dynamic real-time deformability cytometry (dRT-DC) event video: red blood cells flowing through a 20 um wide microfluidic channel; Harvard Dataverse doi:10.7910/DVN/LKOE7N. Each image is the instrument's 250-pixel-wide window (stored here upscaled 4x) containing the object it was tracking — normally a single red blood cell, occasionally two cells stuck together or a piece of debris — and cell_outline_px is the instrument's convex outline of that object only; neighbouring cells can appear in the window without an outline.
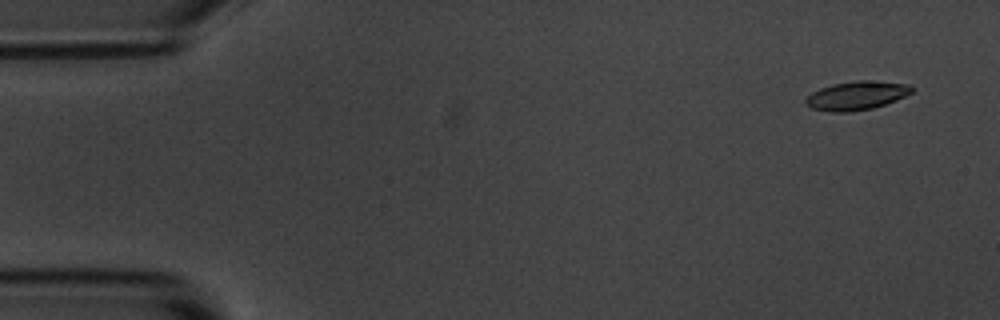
{"species": "common noctule bat (a hibernating species)", "species_latin": "Nyctalus noctula", "temperature_condition": "room temperature", "stored_images_in_passage": 4, "camera_frame_rate_fps": 3000, "um_per_image_px": 0.085, "animal": {"sex": "male", "body_mass_g": 20.1, "forearm_length_mm": 53.5}, "frame": {"image": 1, "passage_image": 1, "time_ms": 0.0, "image_size_px": [1000, 320], "cell_outline_px": [[916, 88], [912, 92], [896, 100], [872, 108], [848, 112], [832, 112], [812, 108], [804, 104], [804, 100], [812, 92], [820, 88], [832, 84], [856, 80], [864, 80], [912, 84]], "centroid_in_image_um": [72.81, 8.11], "position_along_channel_um": 12.2, "area_um2": 17.8}}
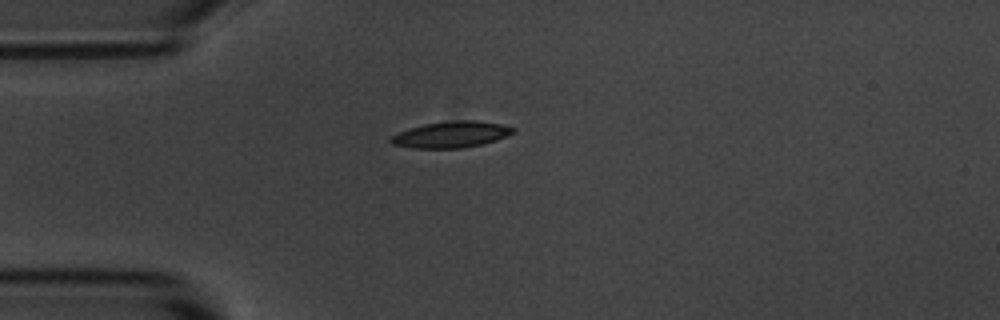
{"frame": {"image": 2, "passage_image": 4, "time_ms": 3.667, "image_size_px": [1000, 320], "cell_outline_px": [[516, 132], [508, 136], [496, 140], [464, 148], [412, 148], [392, 144], [388, 140], [388, 136], [396, 132], [424, 124], [456, 120], [476, 120], [500, 124], [516, 128]], "centroid_in_image_um": [38.32, 11.43], "position_along_channel_um": 46.7, "area_um2": 18.9}}